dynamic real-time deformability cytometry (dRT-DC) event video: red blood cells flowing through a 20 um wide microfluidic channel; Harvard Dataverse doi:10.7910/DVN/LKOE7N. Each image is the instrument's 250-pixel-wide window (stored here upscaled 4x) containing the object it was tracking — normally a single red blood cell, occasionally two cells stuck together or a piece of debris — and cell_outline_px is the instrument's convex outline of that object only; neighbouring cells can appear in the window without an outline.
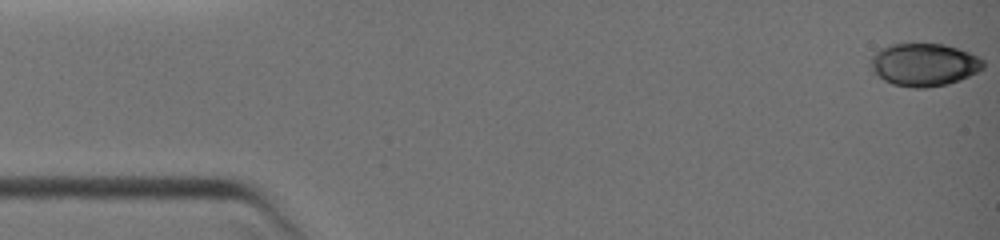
{"species": "common noctule bat (a hibernating species)", "species_latin": "Nyctalus noctula", "temperature_condition": "warm", "stored_images_in_passage": 12, "camera_frame_rate_fps": 3000, "um_per_image_px": 0.085, "animal": {"sex": "female", "body_mass_g": 19.0, "forearm_length_mm": 51.5}, "frame": {"image": 1, "passage_image": 1, "time_ms": 0.0, "image_size_px": [1000, 240], "cell_outline_px": [[984, 68], [960, 80], [948, 84], [924, 88], [912, 88], [892, 84], [884, 80], [872, 72], [868, 64], [868, 60], [880, 48], [892, 44], [944, 44], [968, 52], [984, 60]], "centroid_in_image_um": [78.49, 5.5], "position_along_channel_um": 6.5, "area_um2": 28.21}}
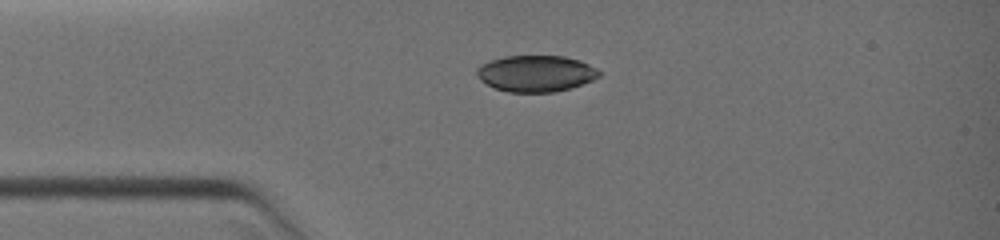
{"frame": {"image": 2, "passage_image": 10, "time_ms": 3.0, "image_size_px": [1000, 240], "cell_outline_px": [[600, 76], [592, 80], [568, 88], [552, 92], [508, 92], [496, 88], [480, 80], [476, 76], [476, 68], [480, 64], [504, 56], [564, 56], [580, 60], [596, 68], [600, 72]], "centroid_in_image_um": [45.52, 6.24], "position_along_channel_um": 39.5, "area_um2": 25.78}}